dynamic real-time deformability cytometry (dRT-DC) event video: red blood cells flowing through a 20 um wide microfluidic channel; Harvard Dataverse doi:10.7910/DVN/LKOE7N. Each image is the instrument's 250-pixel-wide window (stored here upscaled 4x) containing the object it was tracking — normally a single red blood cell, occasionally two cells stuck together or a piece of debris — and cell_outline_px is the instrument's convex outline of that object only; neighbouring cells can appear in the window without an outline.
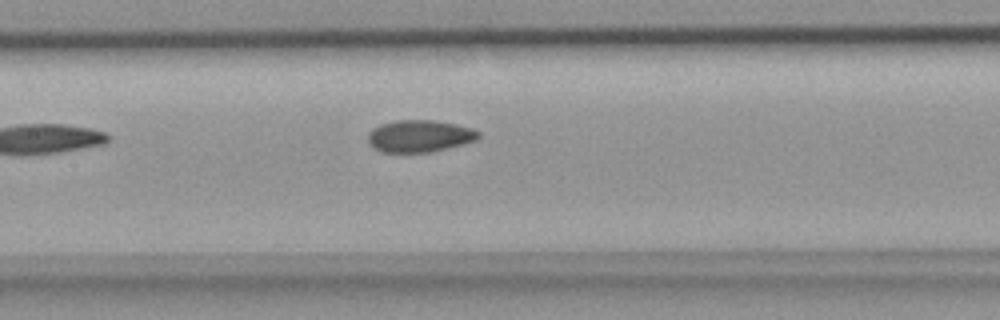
{"species": "common noctule bat (a hibernating species)", "species_latin": "Nyctalus noctula", "temperature_condition": "room temperature", "stored_images_in_passage": 6, "camera_frame_rate_fps": 3000, "um_per_image_px": 0.085, "animal": {"sex": "female", "body_mass_g": 18.4}, "frame": {"image": 1, "passage_image": 6, "time_ms": 1.667, "image_size_px": [1000, 320], "cell_outline_px": [[480, 136], [476, 140], [464, 144], [432, 152], [380, 152], [372, 148], [368, 144], [368, 132], [372, 128], [380, 124], [396, 120], [436, 120], [456, 124], [472, 128], [480, 132]], "centroid_in_image_um": [35.64, 11.56], "position_along_channel_um": 171.8, "area_um2": 20.98}}